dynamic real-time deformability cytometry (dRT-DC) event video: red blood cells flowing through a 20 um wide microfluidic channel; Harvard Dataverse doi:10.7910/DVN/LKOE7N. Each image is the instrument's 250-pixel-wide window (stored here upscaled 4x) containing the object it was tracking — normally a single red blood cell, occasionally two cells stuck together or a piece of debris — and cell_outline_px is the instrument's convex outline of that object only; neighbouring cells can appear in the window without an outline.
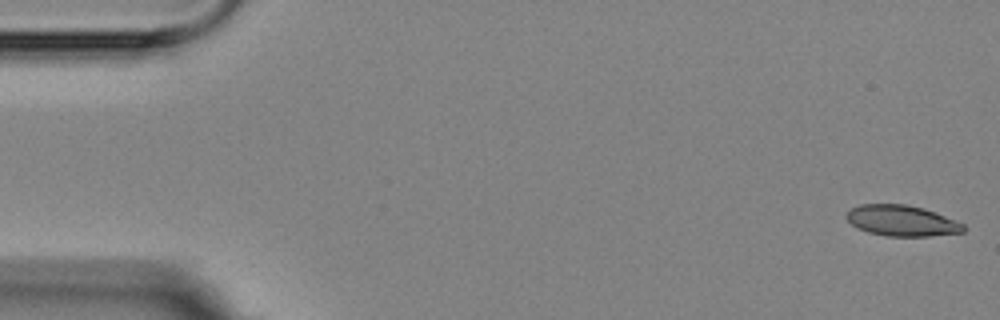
{"species": "Egyptian fruit bat (a non-hibernating species)", "species_latin": "Rousettus aegyptiacus", "temperature_condition": "room temperature", "stored_images_in_passage": 6, "camera_frame_rate_fps": 3000, "um_per_image_px": 0.085, "animal": {"sex": "female"}, "frame": {"image": 1, "passage_image": 1, "time_ms": 0.0, "image_size_px": [1000, 320], "cell_outline_px": [[964, 232], [928, 236], [884, 236], [868, 232], [856, 228], [844, 216], [852, 208], [860, 204], [904, 204], [924, 208], [964, 224]], "centroid_in_image_um": [76.62, 18.76], "position_along_channel_um": 8.4, "area_um2": 20.92}}